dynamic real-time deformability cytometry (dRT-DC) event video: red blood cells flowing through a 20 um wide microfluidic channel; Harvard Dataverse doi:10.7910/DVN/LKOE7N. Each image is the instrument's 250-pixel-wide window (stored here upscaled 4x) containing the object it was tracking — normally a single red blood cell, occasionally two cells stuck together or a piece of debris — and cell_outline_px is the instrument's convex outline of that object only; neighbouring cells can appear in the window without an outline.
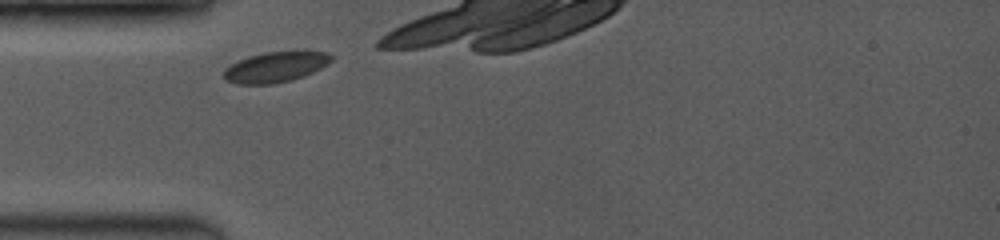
{"species": "common noctule bat (a hibernating species)", "species_latin": "Nyctalus noctula", "temperature_condition": "room temperature", "stored_images_in_passage": 6, "camera_frame_rate_fps": 3500, "um_per_image_px": 0.085, "animal": {"sex": "female", "body_mass_g": 19.0, "forearm_length_mm": 53.3}, "frame": {"image": 1, "passage_image": 1, "time_ms": 0.0, "image_size_px": [1000, 240], "cell_outline_px": [[332, 60], [328, 64], [304, 76], [272, 84], [236, 84], [224, 80], [224, 68], [248, 56], [264, 52], [328, 52], [332, 56]], "centroid_in_image_um": [23.38, 5.71], "position_along_channel_um": 61.6, "area_um2": 18.79}}